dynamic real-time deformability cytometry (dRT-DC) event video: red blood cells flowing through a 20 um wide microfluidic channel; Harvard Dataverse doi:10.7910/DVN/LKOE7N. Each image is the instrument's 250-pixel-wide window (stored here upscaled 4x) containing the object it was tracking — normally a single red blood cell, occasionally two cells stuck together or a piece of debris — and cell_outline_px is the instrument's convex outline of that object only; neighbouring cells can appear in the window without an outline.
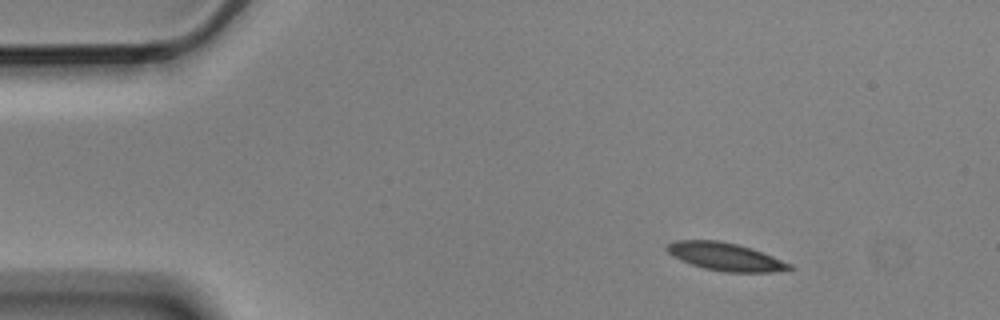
{"species": "Egyptian fruit bat (a non-hibernating species)", "species_latin": "Rousettus aegyptiacus", "temperature_condition": "cold", "stored_images_in_passage": 4, "camera_frame_rate_fps": 3000, "um_per_image_px": 0.085, "animal": {"sex": "male"}, "frame": {"image": 1, "passage_image": 1, "time_ms": 0.0, "image_size_px": [1000, 320], "cell_outline_px": [[796, 268], [772, 272], [724, 272], [704, 268], [680, 260], [672, 256], [664, 248], [668, 244], [676, 240], [720, 240], [752, 248], [792, 264]], "centroid_in_image_um": [61.65, 21.81], "position_along_channel_um": 23.3, "area_um2": 19.94}}